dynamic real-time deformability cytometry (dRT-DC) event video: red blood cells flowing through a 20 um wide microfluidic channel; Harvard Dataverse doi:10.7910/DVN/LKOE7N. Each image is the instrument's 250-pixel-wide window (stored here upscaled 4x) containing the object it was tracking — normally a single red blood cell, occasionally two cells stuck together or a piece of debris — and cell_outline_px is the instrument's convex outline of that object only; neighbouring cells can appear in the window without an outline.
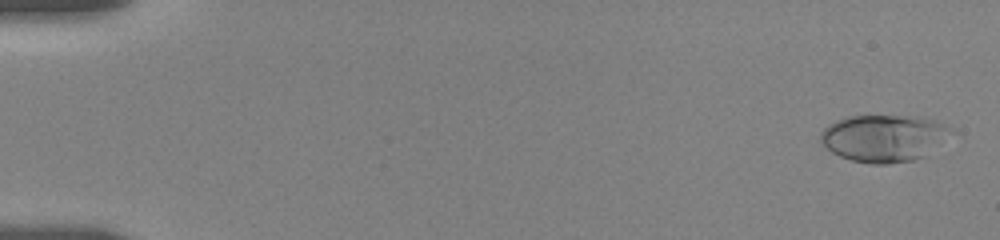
{"species": "human", "species_latin": "Homo sapiens", "temperature_condition": "room temperature", "stored_images_in_passage": 77, "camera_frame_rate_fps": 3000, "um_per_image_px": 0.085, "donor": {"sex": "female"}, "frame": {"image": 1, "passage_image": 3, "time_ms": 0.667, "image_size_px": [1000, 240], "cell_outline_px": [[944, 128], [924, 156], [912, 160], [888, 164], [872, 164], [852, 160], [840, 156], [832, 152], [820, 140], [820, 132], [828, 124], [836, 120], [848, 116], [916, 116], [936, 120]], "centroid_in_image_um": [74.89, 11.73], "position_along_channel_um": 10.1, "area_um2": 34.04}}
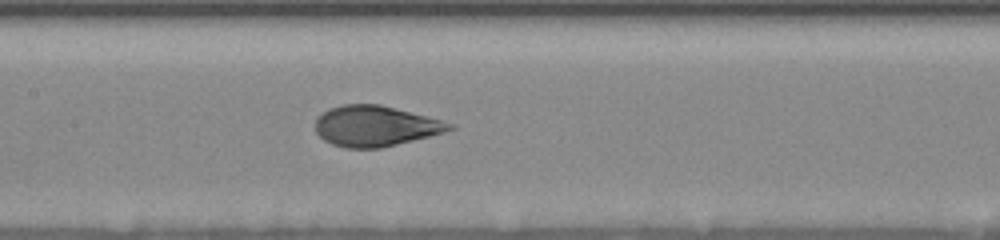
{"frame": {"image": 2, "passage_image": 42, "time_ms": 9.333, "image_size_px": [1000, 240], "cell_outline_px": [[456, 128], [444, 132], [380, 148], [348, 148], [332, 144], [324, 140], [316, 132], [316, 120], [328, 108], [340, 104], [380, 104], [456, 124]], "centroid_in_image_um": [31.9, 10.7], "position_along_channel_um": 175.5, "area_um2": 31.44}}
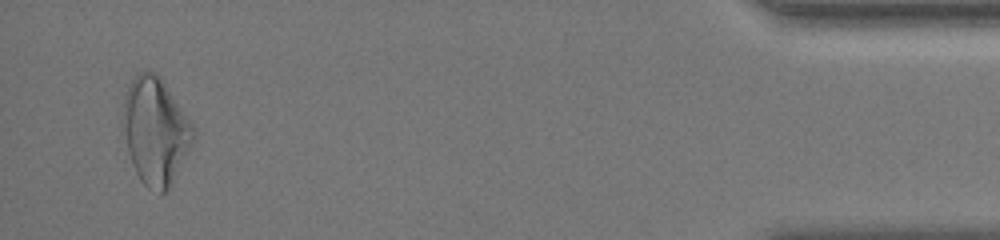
{"frame": {"image": 3, "passage_image": 75, "time_ms": 18.0, "image_size_px": [1000, 240], "cell_outline_px": [[196, 140], [172, 184], [164, 192], [160, 192], [148, 188], [140, 180], [132, 164], [128, 152], [120, 120], [124, 100], [128, 84], [136, 72], [156, 72], [160, 76], [192, 124], [196, 136]], "centroid_in_image_um": [13.2, 11.13], "position_along_channel_um": 422.0, "area_um2": 44.22}, "authors_computed_cell_mechanics": {"area_um2": 32.3102, "velocity_mm_per_s": 3.6418, "shape_relaxation_time_tau1_ms": 3.3146, "shape_relaxation_time_tau2_ms": 0.9375, "deformation_change_tau1": 0.17, "deformation_change_tau2": 0.0684}}